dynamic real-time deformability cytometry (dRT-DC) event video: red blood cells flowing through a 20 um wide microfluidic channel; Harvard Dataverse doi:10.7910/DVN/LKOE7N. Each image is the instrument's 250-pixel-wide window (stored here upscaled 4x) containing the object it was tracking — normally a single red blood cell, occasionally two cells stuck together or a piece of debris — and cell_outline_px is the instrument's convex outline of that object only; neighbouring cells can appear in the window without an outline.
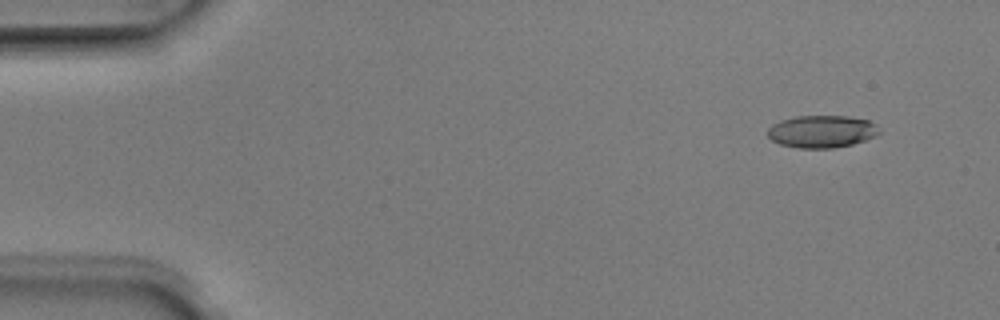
{"species": "Egyptian fruit bat (a non-hibernating species)", "species_latin": "Rousettus aegyptiacus", "temperature_condition": "room temperature", "stored_images_in_passage": 7, "camera_frame_rate_fps": 3000, "um_per_image_px": 0.085, "animal": {"sex": "male"}, "frame": {"image": 1, "passage_image": 2, "time_ms": 0.333, "image_size_px": [1000, 320], "cell_outline_px": [[880, 132], [876, 136], [852, 144], [832, 148], [796, 148], [780, 144], [772, 140], [768, 136], [768, 128], [772, 124], [780, 120], [796, 116], [848, 116], [868, 120]], "centroid_in_image_um": [69.8, 11.18], "position_along_channel_um": 15.2, "area_um2": 20.92}}
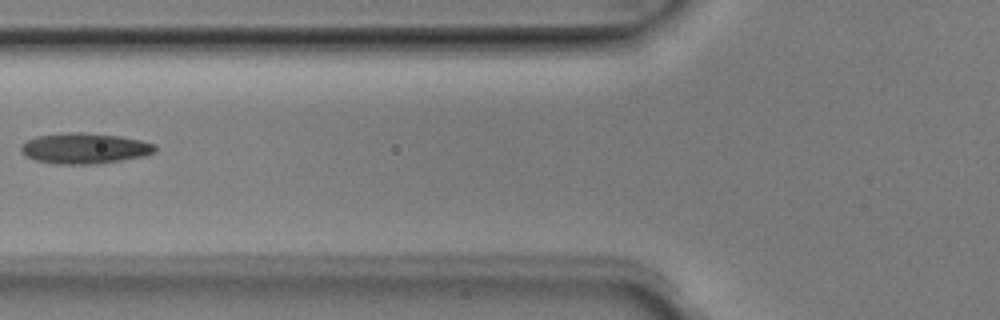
{"frame": {"image": 2, "passage_image": 6, "time_ms": 1.667, "image_size_px": [1000, 320], "cell_outline_px": [[156, 152], [144, 156], [96, 164], [56, 164], [36, 160], [24, 156], [20, 152], [20, 144], [36, 136], [60, 132], [84, 132], [120, 136], [140, 140], [156, 144]], "centroid_in_image_um": [7.16, 12.6], "position_along_channel_um": 118.6, "area_um2": 24.28}}
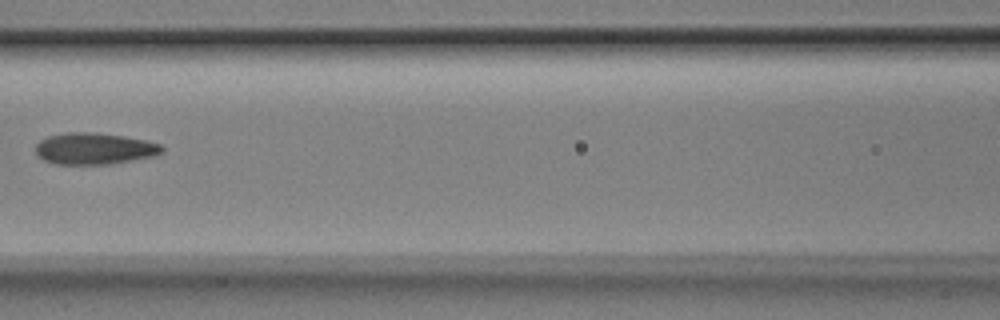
{"frame": {"image": 3, "passage_image": 7, "time_ms": 2.0, "image_size_px": [1000, 320], "cell_outline_px": [[164, 152], [156, 156], [112, 164], [56, 164], [44, 160], [36, 156], [36, 144], [40, 140], [48, 136], [68, 132], [92, 132], [120, 136], [144, 140], [160, 144], [164, 148]], "centroid_in_image_um": [8.02, 12.64], "position_along_channel_um": 158.6, "area_um2": 23.29}}